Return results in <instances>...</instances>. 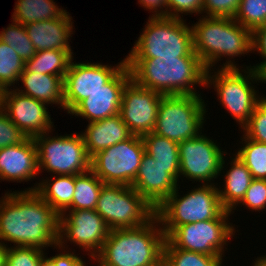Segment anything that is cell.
Instances as JSON below:
<instances>
[{"label":"cell","instance_id":"1","mask_svg":"<svg viewBox=\"0 0 266 266\" xmlns=\"http://www.w3.org/2000/svg\"><path fill=\"white\" fill-rule=\"evenodd\" d=\"M0 199V241L4 245L8 241L44 251L56 248L59 214L36 192L7 191Z\"/></svg>","mask_w":266,"mask_h":266},{"label":"cell","instance_id":"2","mask_svg":"<svg viewBox=\"0 0 266 266\" xmlns=\"http://www.w3.org/2000/svg\"><path fill=\"white\" fill-rule=\"evenodd\" d=\"M131 79L163 95H200L194 85L205 87L206 72L198 55L126 59Z\"/></svg>","mask_w":266,"mask_h":266},{"label":"cell","instance_id":"3","mask_svg":"<svg viewBox=\"0 0 266 266\" xmlns=\"http://www.w3.org/2000/svg\"><path fill=\"white\" fill-rule=\"evenodd\" d=\"M165 233L155 216L136 228L109 231L100 252L94 257L97 266H158L163 261Z\"/></svg>","mask_w":266,"mask_h":266},{"label":"cell","instance_id":"4","mask_svg":"<svg viewBox=\"0 0 266 266\" xmlns=\"http://www.w3.org/2000/svg\"><path fill=\"white\" fill-rule=\"evenodd\" d=\"M191 28L193 50L207 70L212 69L222 57H227L228 60L220 68H239L234 57L252 53V31L233 18L202 15Z\"/></svg>","mask_w":266,"mask_h":266},{"label":"cell","instance_id":"5","mask_svg":"<svg viewBox=\"0 0 266 266\" xmlns=\"http://www.w3.org/2000/svg\"><path fill=\"white\" fill-rule=\"evenodd\" d=\"M213 69L216 67L206 72L205 87L208 88L213 85L217 92V100H220L219 103L222 104V107L224 106L236 123L240 125L239 128L242 129L248 123L255 107L264 98V96L260 97L257 94L253 85L257 81L264 83V76L251 69L250 66H246V69L243 68V70L241 68L218 67L217 71L214 72Z\"/></svg>","mask_w":266,"mask_h":266},{"label":"cell","instance_id":"6","mask_svg":"<svg viewBox=\"0 0 266 266\" xmlns=\"http://www.w3.org/2000/svg\"><path fill=\"white\" fill-rule=\"evenodd\" d=\"M183 19L149 16L126 59L197 55L193 50L192 28Z\"/></svg>","mask_w":266,"mask_h":266},{"label":"cell","instance_id":"7","mask_svg":"<svg viewBox=\"0 0 266 266\" xmlns=\"http://www.w3.org/2000/svg\"><path fill=\"white\" fill-rule=\"evenodd\" d=\"M218 186L198 185L182 197L178 192L180 187H177L155 210L161 227H179L218 218L226 210L221 204Z\"/></svg>","mask_w":266,"mask_h":266},{"label":"cell","instance_id":"8","mask_svg":"<svg viewBox=\"0 0 266 266\" xmlns=\"http://www.w3.org/2000/svg\"><path fill=\"white\" fill-rule=\"evenodd\" d=\"M201 98V95H163L152 132L178 144L202 134L207 104Z\"/></svg>","mask_w":266,"mask_h":266},{"label":"cell","instance_id":"9","mask_svg":"<svg viewBox=\"0 0 266 266\" xmlns=\"http://www.w3.org/2000/svg\"><path fill=\"white\" fill-rule=\"evenodd\" d=\"M225 210L218 218L184 224L179 227H162L166 240L164 247H177L211 256H224V248L235 235V226ZM225 245V246H224Z\"/></svg>","mask_w":266,"mask_h":266},{"label":"cell","instance_id":"10","mask_svg":"<svg viewBox=\"0 0 266 266\" xmlns=\"http://www.w3.org/2000/svg\"><path fill=\"white\" fill-rule=\"evenodd\" d=\"M155 210L132 186L121 184H104L95 207L110 230L147 224Z\"/></svg>","mask_w":266,"mask_h":266},{"label":"cell","instance_id":"11","mask_svg":"<svg viewBox=\"0 0 266 266\" xmlns=\"http://www.w3.org/2000/svg\"><path fill=\"white\" fill-rule=\"evenodd\" d=\"M48 133V134H47ZM33 138L37 148L38 168L53 175H79L90 170V157L81 133Z\"/></svg>","mask_w":266,"mask_h":266},{"label":"cell","instance_id":"12","mask_svg":"<svg viewBox=\"0 0 266 266\" xmlns=\"http://www.w3.org/2000/svg\"><path fill=\"white\" fill-rule=\"evenodd\" d=\"M145 147L141 136L132 135L91 157L90 170L104 184L131 186L141 165Z\"/></svg>","mask_w":266,"mask_h":266},{"label":"cell","instance_id":"13","mask_svg":"<svg viewBox=\"0 0 266 266\" xmlns=\"http://www.w3.org/2000/svg\"><path fill=\"white\" fill-rule=\"evenodd\" d=\"M214 141L202 133L179 143V178L183 176L200 184H217L211 180L214 181L221 172L225 173L224 154L227 153Z\"/></svg>","mask_w":266,"mask_h":266},{"label":"cell","instance_id":"14","mask_svg":"<svg viewBox=\"0 0 266 266\" xmlns=\"http://www.w3.org/2000/svg\"><path fill=\"white\" fill-rule=\"evenodd\" d=\"M109 231L104 219L95 210H66L59 215L57 245L65 249L68 241L75 243L74 246L78 245L86 253L88 251L87 255L92 260L102 249Z\"/></svg>","mask_w":266,"mask_h":266},{"label":"cell","instance_id":"15","mask_svg":"<svg viewBox=\"0 0 266 266\" xmlns=\"http://www.w3.org/2000/svg\"><path fill=\"white\" fill-rule=\"evenodd\" d=\"M71 60L64 82V111L69 114L91 93L105 88V84L126 64V58L115 66L108 64L73 62Z\"/></svg>","mask_w":266,"mask_h":266},{"label":"cell","instance_id":"16","mask_svg":"<svg viewBox=\"0 0 266 266\" xmlns=\"http://www.w3.org/2000/svg\"><path fill=\"white\" fill-rule=\"evenodd\" d=\"M162 96L137 85L132 79L126 84L119 114L133 135L143 136L153 131Z\"/></svg>","mask_w":266,"mask_h":266},{"label":"cell","instance_id":"17","mask_svg":"<svg viewBox=\"0 0 266 266\" xmlns=\"http://www.w3.org/2000/svg\"><path fill=\"white\" fill-rule=\"evenodd\" d=\"M46 106L48 104L21 94L15 88L2 93L1 109L28 138L52 132L54 124Z\"/></svg>","mask_w":266,"mask_h":266},{"label":"cell","instance_id":"18","mask_svg":"<svg viewBox=\"0 0 266 266\" xmlns=\"http://www.w3.org/2000/svg\"><path fill=\"white\" fill-rule=\"evenodd\" d=\"M179 167L161 165L144 153L131 186L156 209L179 186Z\"/></svg>","mask_w":266,"mask_h":266},{"label":"cell","instance_id":"19","mask_svg":"<svg viewBox=\"0 0 266 266\" xmlns=\"http://www.w3.org/2000/svg\"><path fill=\"white\" fill-rule=\"evenodd\" d=\"M131 80V72L125 64L106 84L82 100L69 114L85 118L88 123L106 119L120 113L122 92Z\"/></svg>","mask_w":266,"mask_h":266},{"label":"cell","instance_id":"20","mask_svg":"<svg viewBox=\"0 0 266 266\" xmlns=\"http://www.w3.org/2000/svg\"><path fill=\"white\" fill-rule=\"evenodd\" d=\"M37 148L33 138L0 149V180L30 181L38 176Z\"/></svg>","mask_w":266,"mask_h":266},{"label":"cell","instance_id":"21","mask_svg":"<svg viewBox=\"0 0 266 266\" xmlns=\"http://www.w3.org/2000/svg\"><path fill=\"white\" fill-rule=\"evenodd\" d=\"M67 10L57 19L32 22L25 25V30L36 51L65 50L72 55L70 37L73 34V23ZM69 40V41H68Z\"/></svg>","mask_w":266,"mask_h":266},{"label":"cell","instance_id":"22","mask_svg":"<svg viewBox=\"0 0 266 266\" xmlns=\"http://www.w3.org/2000/svg\"><path fill=\"white\" fill-rule=\"evenodd\" d=\"M85 132H81L88 156L111 147L118 142L130 138L133 134L117 114L99 121L89 122Z\"/></svg>","mask_w":266,"mask_h":266},{"label":"cell","instance_id":"23","mask_svg":"<svg viewBox=\"0 0 266 266\" xmlns=\"http://www.w3.org/2000/svg\"><path fill=\"white\" fill-rule=\"evenodd\" d=\"M62 76L23 71L19 77L23 89L16 90L46 104H56L64 109V82Z\"/></svg>","mask_w":266,"mask_h":266},{"label":"cell","instance_id":"24","mask_svg":"<svg viewBox=\"0 0 266 266\" xmlns=\"http://www.w3.org/2000/svg\"><path fill=\"white\" fill-rule=\"evenodd\" d=\"M34 184L33 187L23 192H36L46 201L59 215L66 212L71 206L75 190V175H52Z\"/></svg>","mask_w":266,"mask_h":266},{"label":"cell","instance_id":"25","mask_svg":"<svg viewBox=\"0 0 266 266\" xmlns=\"http://www.w3.org/2000/svg\"><path fill=\"white\" fill-rule=\"evenodd\" d=\"M229 170L224 174V188L219 186V197L222 206L231 211L244 197L253 177L247 166L234 154Z\"/></svg>","mask_w":266,"mask_h":266},{"label":"cell","instance_id":"26","mask_svg":"<svg viewBox=\"0 0 266 266\" xmlns=\"http://www.w3.org/2000/svg\"><path fill=\"white\" fill-rule=\"evenodd\" d=\"M58 7L54 0H17L11 21L25 26L32 22L57 19L66 11Z\"/></svg>","mask_w":266,"mask_h":266},{"label":"cell","instance_id":"27","mask_svg":"<svg viewBox=\"0 0 266 266\" xmlns=\"http://www.w3.org/2000/svg\"><path fill=\"white\" fill-rule=\"evenodd\" d=\"M73 55L65 50H43L25 62L24 71L65 77Z\"/></svg>","mask_w":266,"mask_h":266},{"label":"cell","instance_id":"28","mask_svg":"<svg viewBox=\"0 0 266 266\" xmlns=\"http://www.w3.org/2000/svg\"><path fill=\"white\" fill-rule=\"evenodd\" d=\"M104 183L91 171L75 175V190L67 210H95Z\"/></svg>","mask_w":266,"mask_h":266},{"label":"cell","instance_id":"29","mask_svg":"<svg viewBox=\"0 0 266 266\" xmlns=\"http://www.w3.org/2000/svg\"><path fill=\"white\" fill-rule=\"evenodd\" d=\"M145 153L161 165L180 166L179 144L155 133L141 136Z\"/></svg>","mask_w":266,"mask_h":266},{"label":"cell","instance_id":"30","mask_svg":"<svg viewBox=\"0 0 266 266\" xmlns=\"http://www.w3.org/2000/svg\"><path fill=\"white\" fill-rule=\"evenodd\" d=\"M241 140L244 145L235 155L247 166L253 179L266 180V143L249 139L244 134Z\"/></svg>","mask_w":266,"mask_h":266},{"label":"cell","instance_id":"31","mask_svg":"<svg viewBox=\"0 0 266 266\" xmlns=\"http://www.w3.org/2000/svg\"><path fill=\"white\" fill-rule=\"evenodd\" d=\"M223 257L186 251L177 247L163 248V261L167 266H222Z\"/></svg>","mask_w":266,"mask_h":266},{"label":"cell","instance_id":"32","mask_svg":"<svg viewBox=\"0 0 266 266\" xmlns=\"http://www.w3.org/2000/svg\"><path fill=\"white\" fill-rule=\"evenodd\" d=\"M24 66L25 62L20 56L0 40V89L2 91L10 89L11 86L16 87L14 85L19 81Z\"/></svg>","mask_w":266,"mask_h":266},{"label":"cell","instance_id":"33","mask_svg":"<svg viewBox=\"0 0 266 266\" xmlns=\"http://www.w3.org/2000/svg\"><path fill=\"white\" fill-rule=\"evenodd\" d=\"M12 22L6 29L3 28L0 31V40L8 44L23 62H26L36 54V50L26 33L25 26L15 21Z\"/></svg>","mask_w":266,"mask_h":266},{"label":"cell","instance_id":"34","mask_svg":"<svg viewBox=\"0 0 266 266\" xmlns=\"http://www.w3.org/2000/svg\"><path fill=\"white\" fill-rule=\"evenodd\" d=\"M233 19L250 31L265 25L266 0H241Z\"/></svg>","mask_w":266,"mask_h":266},{"label":"cell","instance_id":"35","mask_svg":"<svg viewBox=\"0 0 266 266\" xmlns=\"http://www.w3.org/2000/svg\"><path fill=\"white\" fill-rule=\"evenodd\" d=\"M43 249L26 246H10L6 254L5 266H41Z\"/></svg>","mask_w":266,"mask_h":266},{"label":"cell","instance_id":"36","mask_svg":"<svg viewBox=\"0 0 266 266\" xmlns=\"http://www.w3.org/2000/svg\"><path fill=\"white\" fill-rule=\"evenodd\" d=\"M241 130L247 138L266 143V96L255 107L248 123Z\"/></svg>","mask_w":266,"mask_h":266},{"label":"cell","instance_id":"37","mask_svg":"<svg viewBox=\"0 0 266 266\" xmlns=\"http://www.w3.org/2000/svg\"><path fill=\"white\" fill-rule=\"evenodd\" d=\"M245 205L249 211H263L266 209V180L253 179L245 192L242 200L231 210L236 209L238 205Z\"/></svg>","mask_w":266,"mask_h":266},{"label":"cell","instance_id":"38","mask_svg":"<svg viewBox=\"0 0 266 266\" xmlns=\"http://www.w3.org/2000/svg\"><path fill=\"white\" fill-rule=\"evenodd\" d=\"M241 0H203L205 17L234 18ZM206 13V14H205Z\"/></svg>","mask_w":266,"mask_h":266},{"label":"cell","instance_id":"39","mask_svg":"<svg viewBox=\"0 0 266 266\" xmlns=\"http://www.w3.org/2000/svg\"><path fill=\"white\" fill-rule=\"evenodd\" d=\"M27 136L0 109V149L22 143Z\"/></svg>","mask_w":266,"mask_h":266},{"label":"cell","instance_id":"40","mask_svg":"<svg viewBox=\"0 0 266 266\" xmlns=\"http://www.w3.org/2000/svg\"><path fill=\"white\" fill-rule=\"evenodd\" d=\"M167 17L182 19L181 14H202L203 0H166ZM188 13V14H187Z\"/></svg>","mask_w":266,"mask_h":266},{"label":"cell","instance_id":"41","mask_svg":"<svg viewBox=\"0 0 266 266\" xmlns=\"http://www.w3.org/2000/svg\"><path fill=\"white\" fill-rule=\"evenodd\" d=\"M57 248L58 250L64 251L52 257H46L44 255L41 260V266H86L85 261L82 260L81 256H76L74 251H66L58 245L56 246Z\"/></svg>","mask_w":266,"mask_h":266},{"label":"cell","instance_id":"42","mask_svg":"<svg viewBox=\"0 0 266 266\" xmlns=\"http://www.w3.org/2000/svg\"><path fill=\"white\" fill-rule=\"evenodd\" d=\"M254 51H257L264 60L256 66L250 65V68L264 74L266 72V24L252 31V52Z\"/></svg>","mask_w":266,"mask_h":266},{"label":"cell","instance_id":"43","mask_svg":"<svg viewBox=\"0 0 266 266\" xmlns=\"http://www.w3.org/2000/svg\"><path fill=\"white\" fill-rule=\"evenodd\" d=\"M138 3L146 10L152 12V17L167 16L166 0H138Z\"/></svg>","mask_w":266,"mask_h":266},{"label":"cell","instance_id":"44","mask_svg":"<svg viewBox=\"0 0 266 266\" xmlns=\"http://www.w3.org/2000/svg\"><path fill=\"white\" fill-rule=\"evenodd\" d=\"M7 250L8 246L0 241V266H5Z\"/></svg>","mask_w":266,"mask_h":266},{"label":"cell","instance_id":"45","mask_svg":"<svg viewBox=\"0 0 266 266\" xmlns=\"http://www.w3.org/2000/svg\"><path fill=\"white\" fill-rule=\"evenodd\" d=\"M253 266H266V254L265 256L255 258Z\"/></svg>","mask_w":266,"mask_h":266},{"label":"cell","instance_id":"46","mask_svg":"<svg viewBox=\"0 0 266 266\" xmlns=\"http://www.w3.org/2000/svg\"><path fill=\"white\" fill-rule=\"evenodd\" d=\"M2 93H3V91L0 89V109H1V105H2Z\"/></svg>","mask_w":266,"mask_h":266},{"label":"cell","instance_id":"47","mask_svg":"<svg viewBox=\"0 0 266 266\" xmlns=\"http://www.w3.org/2000/svg\"><path fill=\"white\" fill-rule=\"evenodd\" d=\"M158 266H167L164 261H162Z\"/></svg>","mask_w":266,"mask_h":266},{"label":"cell","instance_id":"48","mask_svg":"<svg viewBox=\"0 0 266 266\" xmlns=\"http://www.w3.org/2000/svg\"><path fill=\"white\" fill-rule=\"evenodd\" d=\"M264 76V83L266 84V72L263 74Z\"/></svg>","mask_w":266,"mask_h":266}]
</instances>
